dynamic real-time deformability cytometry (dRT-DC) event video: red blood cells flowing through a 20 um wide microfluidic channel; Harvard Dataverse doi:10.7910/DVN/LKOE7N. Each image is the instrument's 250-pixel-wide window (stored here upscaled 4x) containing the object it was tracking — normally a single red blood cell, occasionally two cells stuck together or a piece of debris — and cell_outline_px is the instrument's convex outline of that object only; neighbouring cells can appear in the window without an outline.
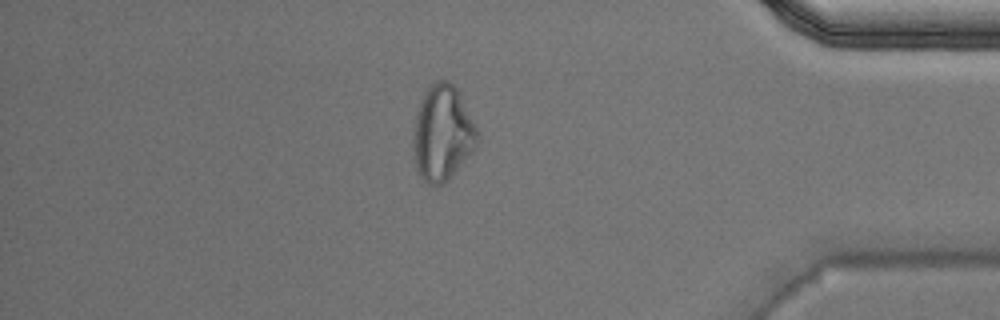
{"species": "Egyptian fruit bat (a non-hibernating species)", "species_latin": "Rousettus aegyptiacus", "temperature_condition": "warm", "stored_images_in_passage": 50, "camera_frame_rate_fps": 3000, "um_per_image_px": 0.085, "animal": {"sex": "male"}, "frame": {"image": 1, "passage_image": 43, "time_ms": 14.0, "image_size_px": [1000, 320], "cell_outline_px": [[480, 136], [476, 148], [448, 180], [444, 184], [428, 184], [420, 176], [416, 168], [412, 148], [412, 128], [416, 112], [424, 92], [436, 80], [448, 80], [460, 92]], "centroid_in_image_um": [37.6, 11.31], "position_along_channel_um": 397.6, "area_um2": 36.07}, "authors_computed_cell_mechanics": {"area_um2": 26.1256, "velocity_mm_per_s": 3.9879, "shape_relaxation_time_tau1_ms": null, "shape_relaxation_time_tau2_ms": 1.0413, "deformation_change_tau1": null, "deformation_change_tau2": 0.061}}